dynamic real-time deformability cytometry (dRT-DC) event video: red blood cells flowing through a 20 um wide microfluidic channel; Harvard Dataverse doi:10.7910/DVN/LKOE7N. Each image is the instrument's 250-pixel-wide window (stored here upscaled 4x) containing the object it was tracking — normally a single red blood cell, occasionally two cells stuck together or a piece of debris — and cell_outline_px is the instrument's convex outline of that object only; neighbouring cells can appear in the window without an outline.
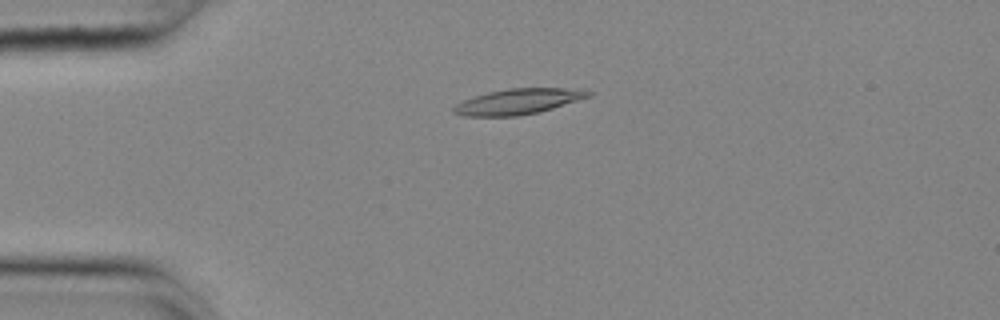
{"species": "common noctule bat (a hibernating species)", "species_latin": "Nyctalus noctula", "temperature_condition": "cold", "stored_images_in_passage": 44, "camera_frame_rate_fps": 3000, "um_per_image_px": 0.085, "animal": {"sex": "female", "body_mass_g": 25.1}, "frame": {"image": 1, "passage_image": 2, "time_ms": 0.333, "image_size_px": [1000, 320], "cell_outline_px": [[592, 96], [540, 112], [516, 116], [464, 116], [452, 112], [452, 108], [456, 104], [464, 100], [488, 92], [508, 88], [584, 88], [592, 92]], "centroid_in_image_um": [44.1, 8.62], "position_along_channel_um": 40.9, "area_um2": 20.17}}
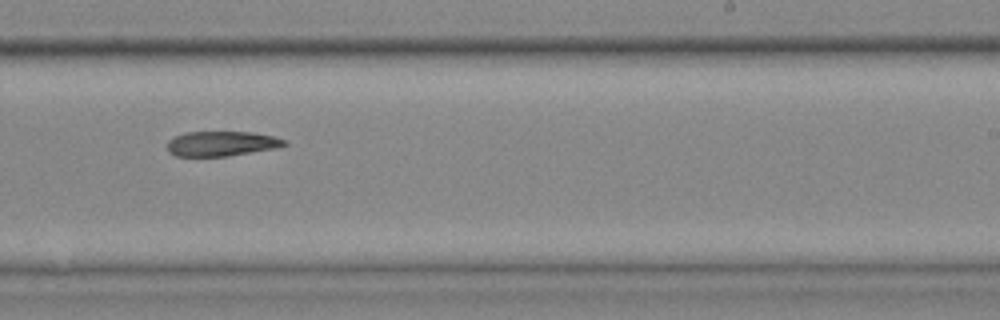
{"frame": {"image": 2, "passage_image": 23, "time_ms": 7.333, "image_size_px": [1000, 320], "cell_outline_px": [[288, 144], [276, 148], [228, 156], [176, 156], [168, 152], [168, 140], [184, 132], [252, 132], [272, 136], [288, 140]], "centroid_in_image_um": [18.84, 12.21], "position_along_channel_um": 270.2, "area_um2": 16.99}}
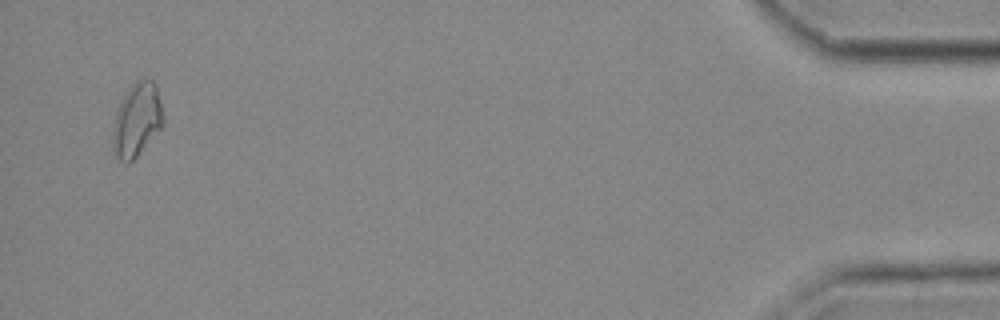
{"frame": {"image": 3, "passage_image": 42, "time_ms": 13.667, "image_size_px": [1000, 320], "cell_outline_px": [[164, 124], [136, 156], [128, 164], [124, 164], [116, 156], [112, 136], [116, 112], [128, 88], [136, 80], [152, 80], [156, 88], [164, 116]], "centroid_in_image_um": [11.63, 10.2], "position_along_channel_um": 423.6, "area_um2": 21.1}}